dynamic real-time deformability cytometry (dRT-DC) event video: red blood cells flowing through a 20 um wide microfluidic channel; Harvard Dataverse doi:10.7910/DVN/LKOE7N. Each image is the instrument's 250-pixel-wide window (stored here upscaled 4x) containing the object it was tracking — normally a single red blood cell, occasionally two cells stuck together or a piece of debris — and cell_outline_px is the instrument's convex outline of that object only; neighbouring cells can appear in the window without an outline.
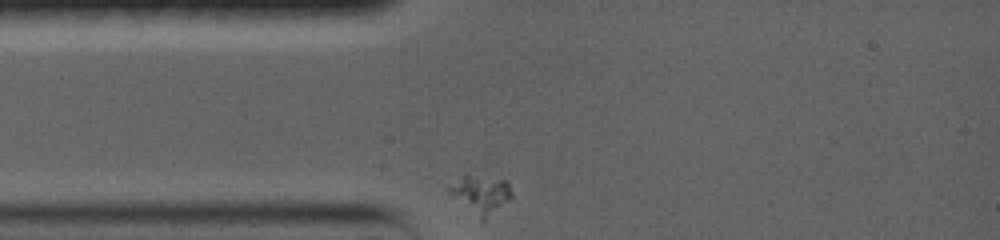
{"species": "common noctule bat (a hibernating species)", "species_latin": "Nyctalus noctula", "temperature_condition": "warm", "stored_images_in_passage": 19, "camera_frame_rate_fps": 5000, "um_per_image_px": 0.085, "animal": {"sex": "female", "body_mass_g": 19.0, "forearm_length_mm": 56.7}, "frame": {"image": 1, "passage_image": 1, "time_ms": 0.0, "image_size_px": [1000, 240], "cell_outline_px": [[512, 200], [480, 224], [448, 192], [448, 188], [464, 176], [468, 176], [504, 180], [508, 184], [512, 192]], "centroid_in_image_um": [40.9, 16.65], "position_along_channel_um": 44.1, "area_um2": 13.99}}
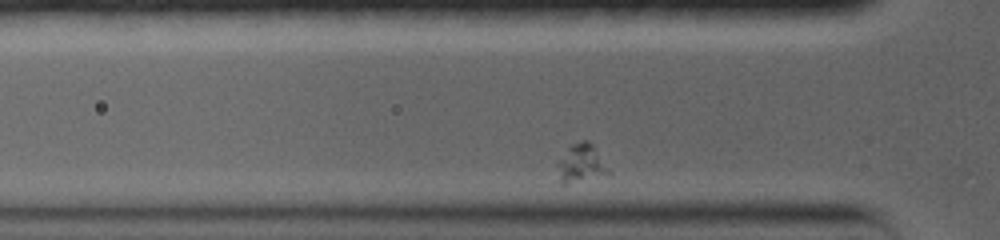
{"frame": {"image": 2, "passage_image": 6, "time_ms": 1.2, "image_size_px": [1000, 240], "cell_outline_px": [[612, 172], [564, 180], [560, 180], [556, 164], [568, 148], [572, 144], [580, 140], [588, 140], [592, 144]], "centroid_in_image_um": [49.4, 13.75], "position_along_channel_um": 76.4, "area_um2": 10.23}}
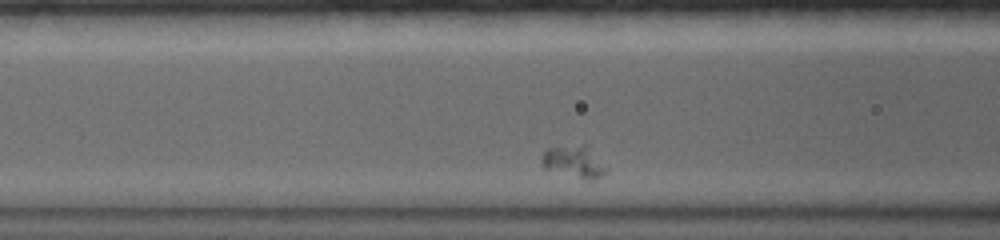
{"frame": {"image": 3, "passage_image": 11, "time_ms": 2.6, "image_size_px": [1000, 240], "cell_outline_px": [[608, 172], [592, 180], [584, 180], [544, 168], [540, 164], [544, 152], [548, 148], [584, 144]], "centroid_in_image_um": [48.72, 13.78], "position_along_channel_um": 117.9, "area_um2": 11.56}}